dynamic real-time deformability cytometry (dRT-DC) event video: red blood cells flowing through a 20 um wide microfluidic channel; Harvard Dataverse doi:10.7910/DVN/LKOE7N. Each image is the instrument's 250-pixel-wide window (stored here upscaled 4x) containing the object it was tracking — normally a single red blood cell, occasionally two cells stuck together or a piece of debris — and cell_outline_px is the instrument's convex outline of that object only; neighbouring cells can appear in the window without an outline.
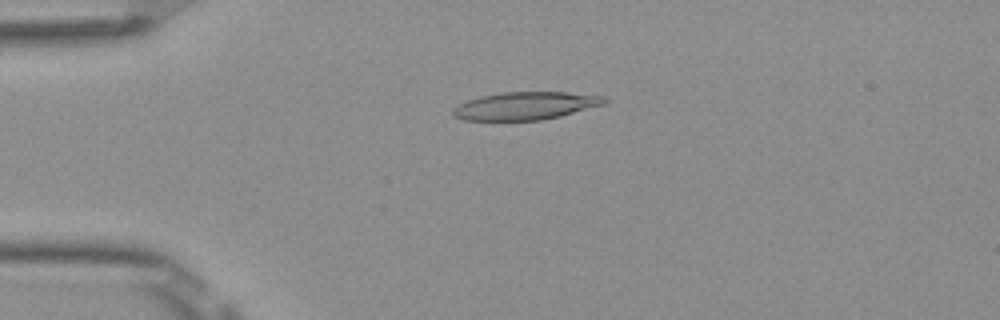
{"species": "Egyptian fruit bat (a non-hibernating species)", "species_latin": "Rousettus aegyptiacus", "temperature_condition": "room temperature", "stored_images_in_passage": 40, "camera_frame_rate_fps": 3000, "um_per_image_px": 0.085, "frame": {"image": 1, "passage_image": 1, "time_ms": 0.0, "image_size_px": [1000, 320], "cell_outline_px": [[608, 100], [604, 104], [560, 116], [540, 120], [464, 120], [452, 116], [452, 108], [468, 100], [480, 96], [500, 92], [568, 92], [604, 96]], "centroid_in_image_um": [44.64, 8.99], "position_along_channel_um": 40.4, "area_um2": 24.51}}
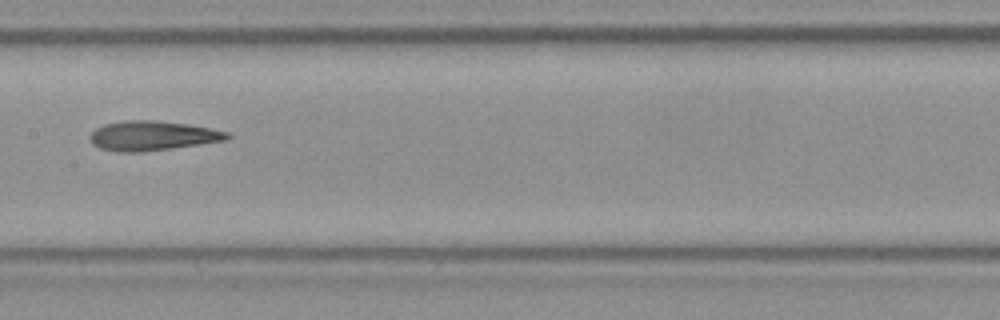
{"frame": {"image": 2, "passage_image": 15, "time_ms": 4.667, "image_size_px": [1000, 320], "cell_outline_px": [[232, 136], [224, 140], [172, 148], [144, 152], [116, 152], [100, 148], [92, 144], [88, 140], [88, 136], [96, 128], [104, 124], [124, 120], [152, 120], [188, 124], [228, 132]], "centroid_in_image_um": [12.88, 11.54], "position_along_channel_um": 194.5, "area_um2": 23.64}}
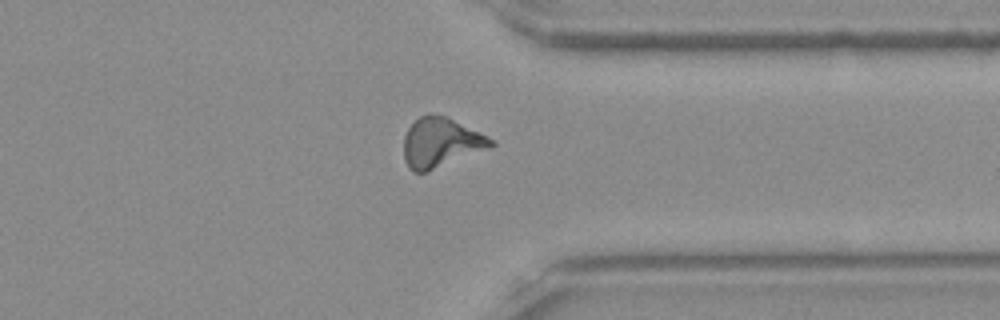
{"frame": {"image": 3, "passage_image": 29, "time_ms": 9.333, "image_size_px": [1000, 320], "cell_outline_px": [[496, 144], [428, 172], [412, 172], [408, 168], [404, 160], [404, 136], [408, 128], [420, 116], [428, 112], [444, 116], [488, 136], [496, 140]], "centroid_in_image_um": [37.43, 12.12], "position_along_channel_um": 374.0, "area_um2": 24.97}, "authors_computed_cell_mechanics": {"area_um2": 23.5246, "velocity_mm_per_s": 3.9109, "shape_relaxation_time_tau1_ms": null, "shape_relaxation_time_tau2_ms": 3.9878, "deformation_change_tau1": null, "deformation_change_tau2": 0.1535}}